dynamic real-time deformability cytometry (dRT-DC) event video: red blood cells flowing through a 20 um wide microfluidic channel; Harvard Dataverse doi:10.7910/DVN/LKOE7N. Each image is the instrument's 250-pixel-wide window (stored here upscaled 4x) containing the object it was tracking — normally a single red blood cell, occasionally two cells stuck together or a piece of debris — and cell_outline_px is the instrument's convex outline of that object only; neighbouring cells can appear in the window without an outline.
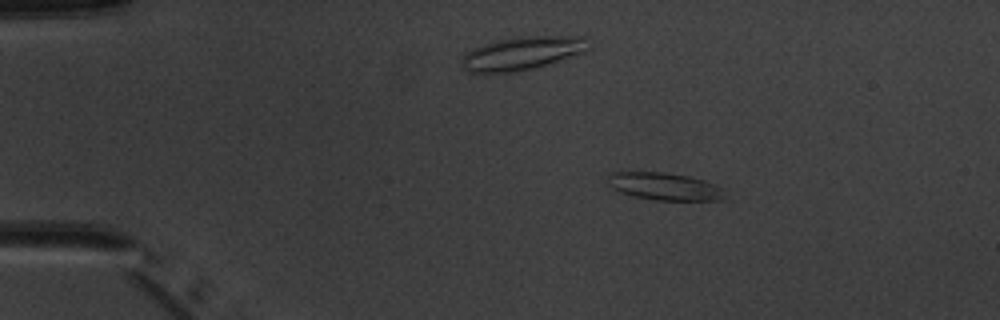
{"species": "common noctule bat (a hibernating species)", "species_latin": "Nyctalus noctula", "temperature_condition": "warm", "stored_images_in_passage": 4, "camera_frame_rate_fps": 3000, "um_per_image_px": 0.085, "animal": {"sex": "male", "body_mass_g": 20.1, "forearm_length_mm": 53.5}, "frame": {"image": 1, "passage_image": 2, "time_ms": 1.333, "image_size_px": [1000, 320], "cell_outline_px": [[728, 200], [656, 200], [632, 196], [620, 192], [612, 188], [608, 184], [608, 172], [664, 172], [688, 176], [704, 180], [716, 184], [724, 188]], "centroid_in_image_um": [56.54, 15.85], "position_along_channel_um": 28.5, "area_um2": 19.07}}